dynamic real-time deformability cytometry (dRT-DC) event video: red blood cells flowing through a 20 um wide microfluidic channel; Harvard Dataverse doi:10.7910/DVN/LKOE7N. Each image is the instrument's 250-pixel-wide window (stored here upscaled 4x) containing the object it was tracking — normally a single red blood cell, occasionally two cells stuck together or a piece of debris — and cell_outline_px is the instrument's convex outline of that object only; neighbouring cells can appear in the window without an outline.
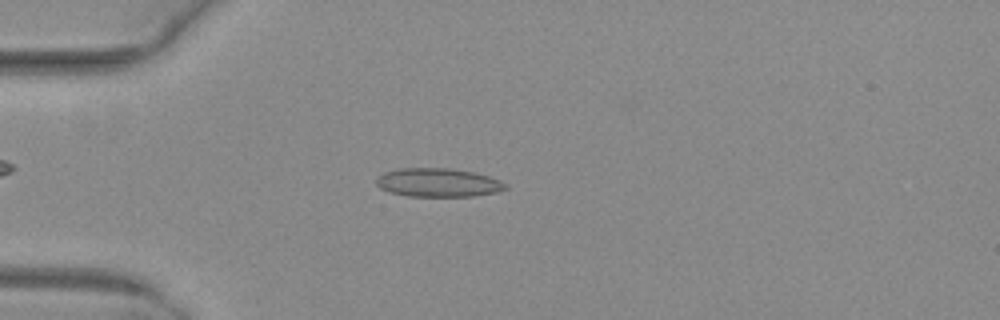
{"species": "common noctule bat (a hibernating species)", "species_latin": "Nyctalus noctula", "temperature_condition": "warm", "stored_images_in_passage": 49, "camera_frame_rate_fps": 3000, "um_per_image_px": 0.085, "animal": {"sex": "female", "body_mass_g": 29.2, "forearm_length_mm": 56.3}, "frame": {"image": 1, "passage_image": 12, "time_ms": 3.667, "image_size_px": [1000, 320], "cell_outline_px": [[508, 188], [496, 192], [472, 196], [408, 196], [388, 192], [380, 188], [376, 184], [376, 176], [384, 172], [400, 168], [448, 168], [472, 172], [488, 176], [500, 180], [508, 184]], "centroid_in_image_um": [37.21, 15.52], "position_along_channel_um": 47.8, "area_um2": 21.62}}
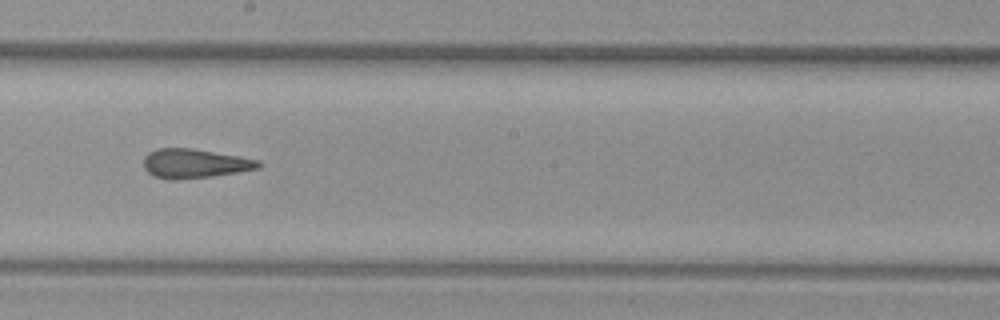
{"frame": {"image": 2, "passage_image": 27, "time_ms": 8.667, "image_size_px": [1000, 320], "cell_outline_px": [[264, 164], [260, 168], [212, 176], [176, 180], [168, 180], [152, 176], [144, 168], [144, 156], [148, 152], [156, 148], [192, 148], [240, 156], [260, 160]], "centroid_in_image_um": [16.54, 13.89], "position_along_channel_um": 231.7, "area_um2": 19.83}}
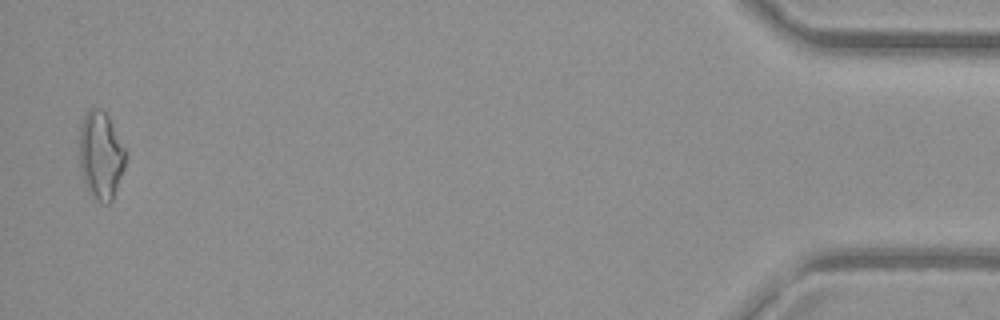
{"frame": {"image": 3, "passage_image": 48, "time_ms": 15.667, "image_size_px": [1000, 320], "cell_outline_px": [[124, 168], [112, 200], [108, 204], [100, 204], [88, 192], [84, 184], [80, 164], [80, 124], [88, 108], [100, 108], [108, 116], [124, 148]], "centroid_in_image_um": [8.54, 13.23], "position_along_channel_um": 426.7, "area_um2": 23.41}, "authors_computed_cell_mechanics": {"area_um2": 20.1144, "velocity_mm_per_s": 4.055, "shape_relaxation_time_tau1_ms": null, "shape_relaxation_time_tau2_ms": 1.457, "deformation_change_tau1": null, "deformation_change_tau2": 0.1013}}